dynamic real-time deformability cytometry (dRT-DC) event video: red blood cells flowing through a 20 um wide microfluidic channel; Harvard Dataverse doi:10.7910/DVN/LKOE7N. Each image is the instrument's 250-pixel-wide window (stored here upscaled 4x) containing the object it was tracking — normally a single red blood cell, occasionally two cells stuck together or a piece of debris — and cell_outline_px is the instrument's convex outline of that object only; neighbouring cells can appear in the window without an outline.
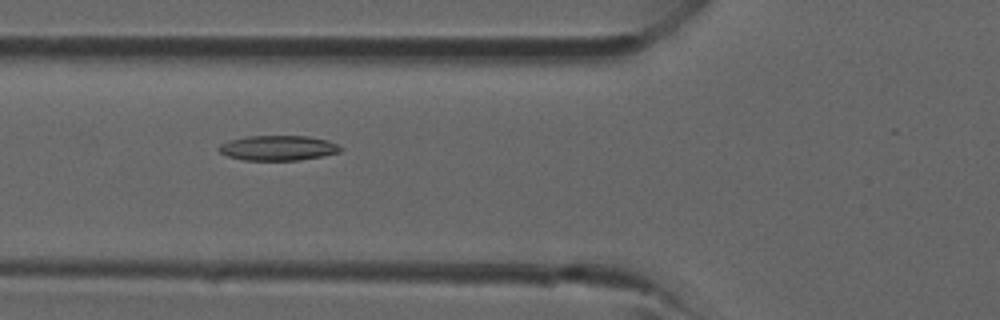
{"species": "common noctule bat (a hibernating species)", "species_latin": "Nyctalus noctula", "temperature_condition": "room temperature", "stored_images_in_passage": 39, "camera_frame_rate_fps": 3000, "um_per_image_px": 0.085, "animal": {"sex": "male", "forearm_length_mm": 52.5}, "frame": {"image": 1, "passage_image": 14, "time_ms": 4.333, "image_size_px": [1000, 320], "cell_outline_px": [[344, 148], [340, 152], [324, 156], [300, 160], [244, 160], [228, 156], [220, 152], [216, 148], [220, 144], [228, 140], [248, 136], [308, 136], [328, 140]], "centroid_in_image_um": [23.64, 12.57], "position_along_channel_um": 102.2, "area_um2": 17.86}}
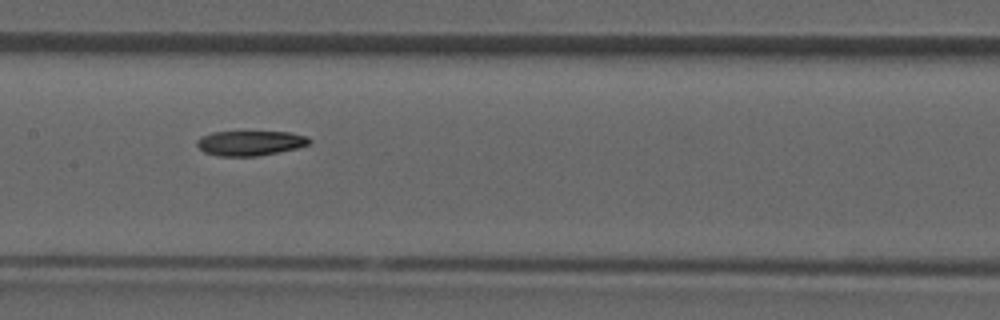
{"frame": {"image": 2, "passage_image": 19, "time_ms": 6.0, "image_size_px": [1000, 320], "cell_outline_px": [[312, 144], [296, 148], [256, 156], [216, 156], [204, 152], [196, 144], [196, 140], [200, 136], [212, 132], [292, 132], [308, 136], [312, 140]], "centroid_in_image_um": [21.27, 12.15], "position_along_channel_um": 186.1, "area_um2": 16.42}}
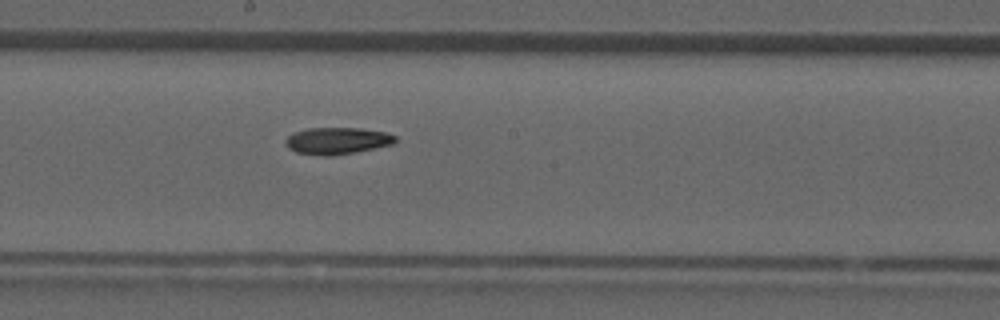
{"frame": {"image": 3, "passage_image": 21, "time_ms": 6.667, "image_size_px": [1000, 320], "cell_outline_px": [[396, 144], [352, 152], [296, 152], [288, 148], [284, 144], [284, 140], [288, 136], [296, 132], [308, 128], [360, 128], [384, 132], [396, 136]], "centroid_in_image_um": [28.71, 11.9], "position_along_channel_um": 219.5, "area_um2": 16.18}}